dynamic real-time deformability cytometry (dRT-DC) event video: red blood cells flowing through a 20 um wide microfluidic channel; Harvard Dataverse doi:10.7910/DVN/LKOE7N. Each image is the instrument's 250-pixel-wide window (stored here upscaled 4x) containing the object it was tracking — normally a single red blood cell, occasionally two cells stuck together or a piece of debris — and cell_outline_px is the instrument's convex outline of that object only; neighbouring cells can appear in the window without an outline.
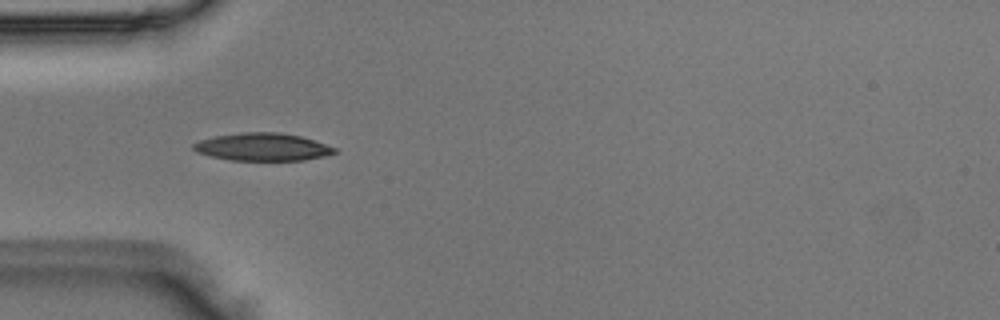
{"species": "Egyptian fruit bat (a non-hibernating species)", "species_latin": "Rousettus aegyptiacus", "temperature_condition": "room temperature", "stored_images_in_passage": 2, "camera_frame_rate_fps": 3000, "um_per_image_px": 0.085, "animal": {"sex": "male"}, "frame": {"image": 1, "passage_image": 2, "time_ms": 0.333, "image_size_px": [1000, 320], "cell_outline_px": [[340, 152], [324, 156], [304, 160], [228, 160], [196, 152], [192, 148], [192, 144], [200, 140], [212, 136], [240, 132], [280, 132], [300, 136], [336, 148]], "centroid_in_image_um": [22.29, 12.48], "position_along_channel_um": 62.7, "area_um2": 22.83}}